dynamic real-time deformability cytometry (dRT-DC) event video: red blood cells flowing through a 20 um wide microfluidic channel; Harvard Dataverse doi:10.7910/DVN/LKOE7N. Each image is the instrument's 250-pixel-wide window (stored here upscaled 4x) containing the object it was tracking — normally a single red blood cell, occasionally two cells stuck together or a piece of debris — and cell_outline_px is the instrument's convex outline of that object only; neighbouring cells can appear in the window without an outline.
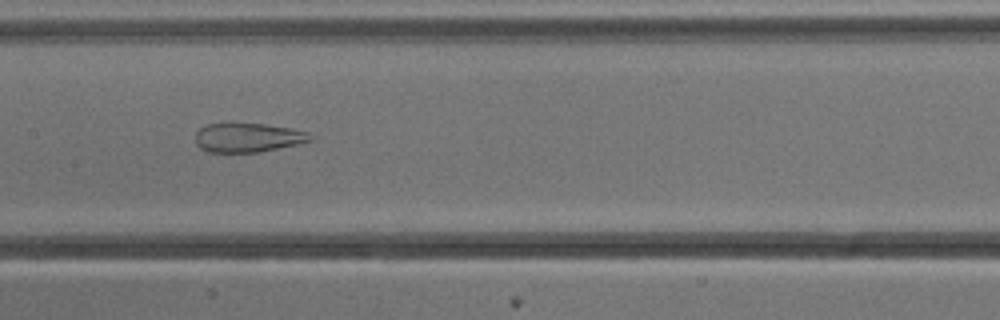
{"species": "common noctule bat (a hibernating species)", "species_latin": "Nyctalus noctula", "temperature_condition": "cold", "stored_images_in_passage": 32, "camera_frame_rate_fps": 3000, "um_per_image_px": 0.085, "animal": {"sex": "male", "body_mass_g": 13.3}, "frame": {"image": 1, "passage_image": 10, "time_ms": 3.0, "image_size_px": [1000, 320], "cell_outline_px": [[312, 140], [300, 144], [260, 152], [208, 152], [200, 148], [196, 144], [196, 132], [200, 128], [208, 124], [264, 124], [292, 128], [308, 132]], "centroid_in_image_um": [21.08, 11.71], "position_along_channel_um": 186.3, "area_um2": 19.42}}